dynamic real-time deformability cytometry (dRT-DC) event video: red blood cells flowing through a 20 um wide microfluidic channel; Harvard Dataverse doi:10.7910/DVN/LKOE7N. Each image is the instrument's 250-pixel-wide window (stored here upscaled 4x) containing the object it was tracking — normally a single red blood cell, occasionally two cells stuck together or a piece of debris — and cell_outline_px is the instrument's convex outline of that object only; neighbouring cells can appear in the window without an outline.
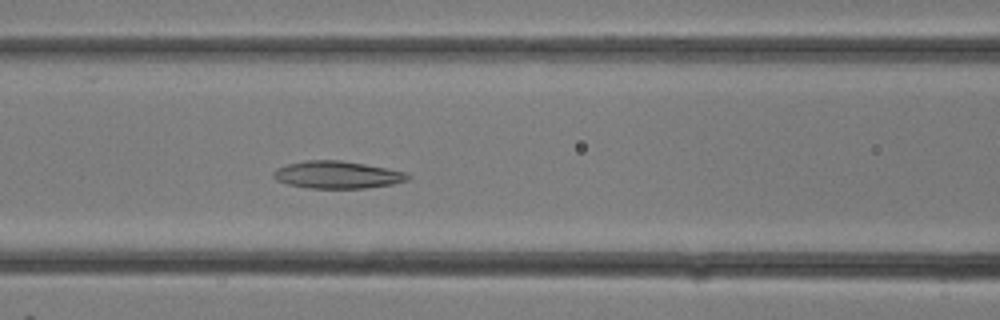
{"species": "common noctule bat (a hibernating species)", "species_latin": "Nyctalus noctula", "temperature_condition": "room temperature", "stored_images_in_passage": 12, "camera_frame_rate_fps": 3000, "um_per_image_px": 0.085, "animal": {"sex": "female"}, "frame": {"image": 1, "passage_image": 12, "time_ms": 3.667, "image_size_px": [1000, 320], "cell_outline_px": [[412, 176], [408, 180], [392, 184], [364, 188], [308, 188], [288, 184], [276, 180], [272, 176], [272, 172], [276, 168], [288, 164], [304, 160], [340, 160], [364, 164], [404, 172]], "centroid_in_image_um": [28.62, 14.86], "position_along_channel_um": 138.0, "area_um2": 21.33}}